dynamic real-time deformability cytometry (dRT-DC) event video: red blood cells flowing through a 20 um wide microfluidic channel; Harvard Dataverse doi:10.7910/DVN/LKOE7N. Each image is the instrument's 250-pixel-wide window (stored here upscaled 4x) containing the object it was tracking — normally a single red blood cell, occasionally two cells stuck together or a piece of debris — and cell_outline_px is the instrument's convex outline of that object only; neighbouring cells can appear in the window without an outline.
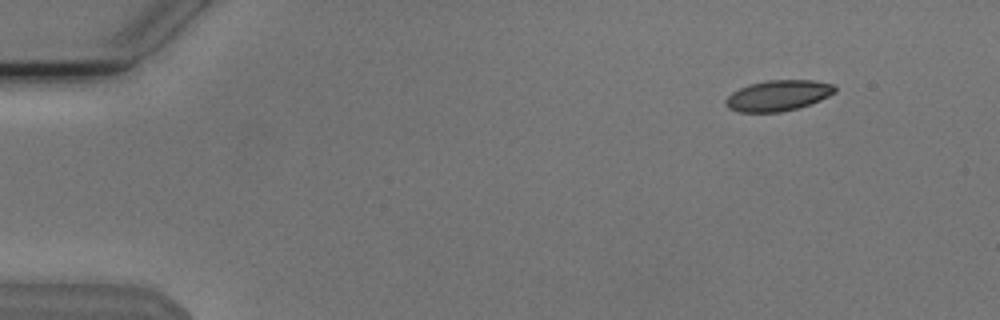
{"species": "Egyptian fruit bat (a non-hibernating species)", "species_latin": "Rousettus aegyptiacus", "temperature_condition": "cold", "stored_images_in_passage": 5, "camera_frame_rate_fps": 3000, "um_per_image_px": 0.085, "animal": {"sex": "male"}, "frame": {"image": 1, "passage_image": 2, "time_ms": 0.333, "image_size_px": [1000, 320], "cell_outline_px": [[836, 92], [820, 100], [796, 108], [780, 112], [740, 112], [728, 108], [724, 104], [724, 100], [732, 92], [748, 84], [764, 80], [812, 80], [832, 84], [836, 88]], "centroid_in_image_um": [66.1, 8.11], "position_along_channel_um": 18.9, "area_um2": 19.54}}